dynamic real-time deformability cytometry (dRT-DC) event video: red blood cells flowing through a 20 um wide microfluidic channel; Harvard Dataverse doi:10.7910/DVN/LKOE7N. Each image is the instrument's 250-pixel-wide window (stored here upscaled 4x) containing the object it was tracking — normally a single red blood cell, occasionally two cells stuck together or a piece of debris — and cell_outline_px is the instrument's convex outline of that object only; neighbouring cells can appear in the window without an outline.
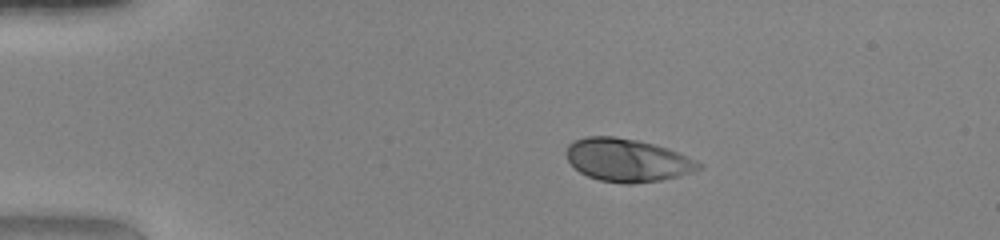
{"species": "human", "species_latin": "Homo sapiens", "temperature_condition": "warm", "stored_images_in_passage": 40, "camera_frame_rate_fps": 3000, "um_per_image_px": 0.085, "donor": {"sex": "female"}, "frame": {"image": 1, "passage_image": 1, "time_ms": 0.0, "image_size_px": [1000, 240], "cell_outline_px": [[704, 164], [696, 172], [680, 176], [660, 180], [632, 184], [624, 184], [600, 180], [588, 176], [580, 172], [568, 160], [564, 152], [568, 144], [576, 140], [588, 136], [612, 136], [636, 140], [668, 148]], "centroid_in_image_um": [53.33, 13.62], "position_along_channel_um": 31.7, "area_um2": 33.12}}
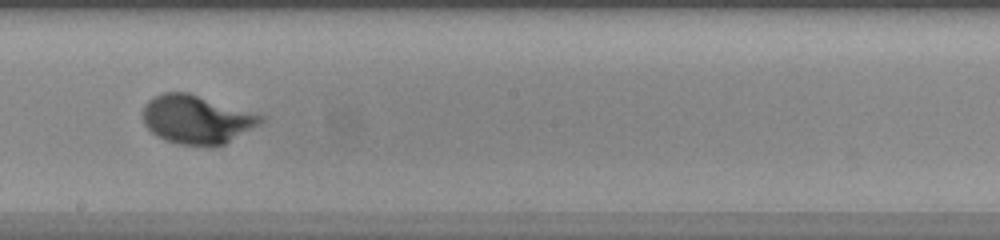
{"frame": {"image": 2, "passage_image": 20, "time_ms": 6.333, "image_size_px": [1000, 240], "cell_outline_px": [[264, 120], [260, 124], [224, 144], [180, 144], [164, 140], [156, 136], [144, 124], [144, 104], [148, 100], [164, 92], [188, 92], [264, 116]], "centroid_in_image_um": [16.69, 10.13], "position_along_channel_um": 231.5, "area_um2": 32.71}}
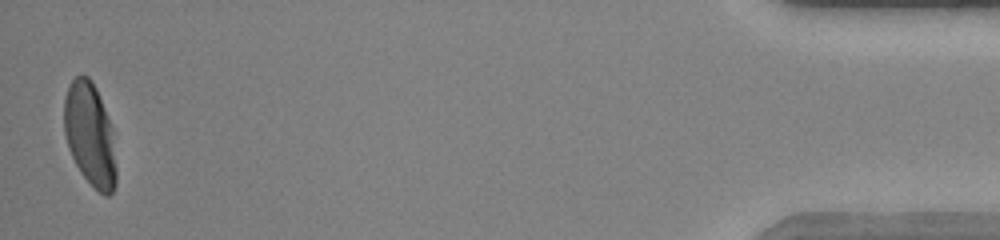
{"frame": {"image": 3, "passage_image": 40, "time_ms": 13.0, "image_size_px": [1000, 240], "cell_outline_px": [[116, 184], [112, 192], [108, 196], [104, 196], [80, 172], [68, 148], [64, 132], [64, 96], [68, 84], [80, 72], [84, 72], [92, 80], [96, 88], [116, 132]], "centroid_in_image_um": [7.68, 11.38], "position_along_channel_um": 427.5, "area_um2": 32.37}, "authors_computed_cell_mechanics": {"area_um2": 32.1079, "velocity_mm_per_s": 4.1888, "shape_relaxation_time_tau1_ms": 2.8112, "shape_relaxation_time_tau2_ms": null, "deformation_change_tau1": 0.215, "deformation_change_tau2": null}}